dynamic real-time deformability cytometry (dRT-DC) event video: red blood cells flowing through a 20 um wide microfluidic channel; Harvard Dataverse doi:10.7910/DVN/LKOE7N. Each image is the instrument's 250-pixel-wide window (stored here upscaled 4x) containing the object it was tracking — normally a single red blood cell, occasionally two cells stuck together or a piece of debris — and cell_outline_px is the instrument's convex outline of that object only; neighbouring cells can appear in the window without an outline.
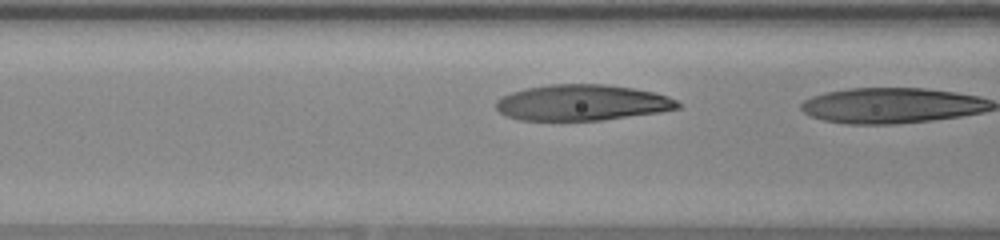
{"species": "human", "species_latin": "Homo sapiens", "temperature_condition": "warm", "stored_images_in_passage": 4, "camera_frame_rate_fps": 3000, "um_per_image_px": 0.085, "donor": {"sex": "female"}, "frame": {"image": 1, "passage_image": 3, "time_ms": 0.667, "image_size_px": [1000, 240], "cell_outline_px": [[684, 104], [680, 108], [660, 112], [600, 120], [520, 120], [508, 116], [500, 112], [496, 108], [496, 100], [512, 92], [524, 88], [548, 84], [604, 84], [632, 88], [652, 92], [668, 96]], "centroid_in_image_um": [49.49, 8.72], "position_along_channel_um": 117.1, "area_um2": 37.97}}